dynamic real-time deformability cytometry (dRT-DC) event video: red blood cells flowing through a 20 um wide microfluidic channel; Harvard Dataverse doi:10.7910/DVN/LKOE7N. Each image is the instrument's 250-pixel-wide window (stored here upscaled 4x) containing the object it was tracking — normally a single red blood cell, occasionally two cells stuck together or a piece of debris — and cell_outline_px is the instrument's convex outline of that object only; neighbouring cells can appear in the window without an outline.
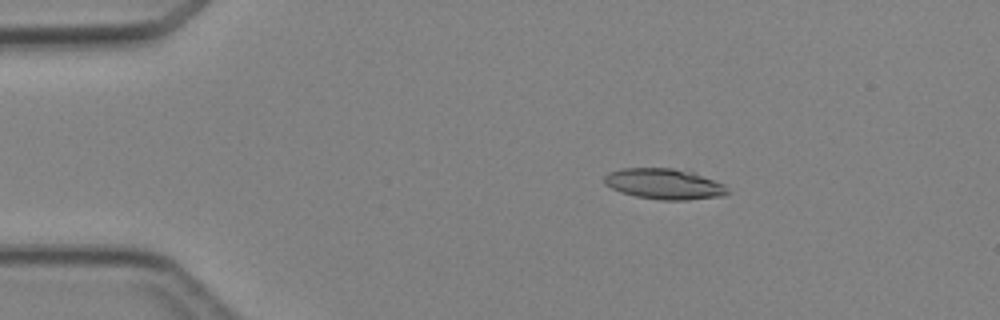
{"species": "Egyptian fruit bat (a non-hibernating species)", "species_latin": "Rousettus aegyptiacus", "temperature_condition": "cold", "stored_images_in_passage": 4, "camera_frame_rate_fps": 3000, "um_per_image_px": 0.085, "animal": {"sex": "female"}, "frame": {"image": 1, "passage_image": 3, "time_ms": 2.333, "image_size_px": [1000, 320], "cell_outline_px": [[732, 192], [724, 196], [688, 200], [664, 200], [636, 196], [620, 192], [604, 184], [604, 176], [608, 172], [620, 168], [672, 168], [692, 172], [724, 184]], "centroid_in_image_um": [56.47, 15.64], "position_along_channel_um": 28.5, "area_um2": 22.14}}